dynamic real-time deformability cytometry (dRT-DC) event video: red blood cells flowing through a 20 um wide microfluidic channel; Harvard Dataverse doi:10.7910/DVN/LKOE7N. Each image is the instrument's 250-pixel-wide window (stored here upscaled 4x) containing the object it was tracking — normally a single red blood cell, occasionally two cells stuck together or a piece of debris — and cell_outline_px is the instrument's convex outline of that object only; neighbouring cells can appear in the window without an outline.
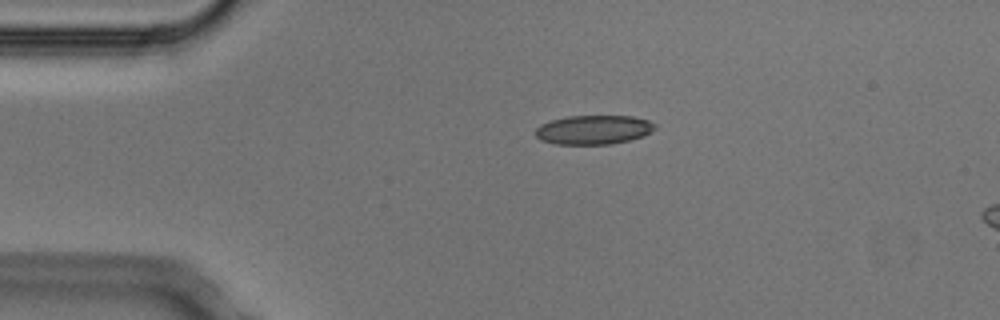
{"species": "Egyptian fruit bat (a non-hibernating species)", "species_latin": "Rousettus aegyptiacus", "temperature_condition": "cold", "stored_images_in_passage": 3, "segment_of_instrument_passage": [1, 2], "camera_frame_rate_fps": 3000, "um_per_image_px": 0.085, "animal": {"sex": "male"}, "frame": {"image": 1, "passage_image": 1, "time_ms": 0.0, "image_size_px": [1000, 320], "cell_outline_px": [[656, 128], [652, 132], [644, 136], [612, 144], [556, 144], [540, 140], [536, 136], [536, 128], [540, 124], [552, 120], [568, 116], [632, 116], [648, 120], [656, 124]], "centroid_in_image_um": [50.47, 11.03], "position_along_channel_um": 34.5, "area_um2": 20.35}}